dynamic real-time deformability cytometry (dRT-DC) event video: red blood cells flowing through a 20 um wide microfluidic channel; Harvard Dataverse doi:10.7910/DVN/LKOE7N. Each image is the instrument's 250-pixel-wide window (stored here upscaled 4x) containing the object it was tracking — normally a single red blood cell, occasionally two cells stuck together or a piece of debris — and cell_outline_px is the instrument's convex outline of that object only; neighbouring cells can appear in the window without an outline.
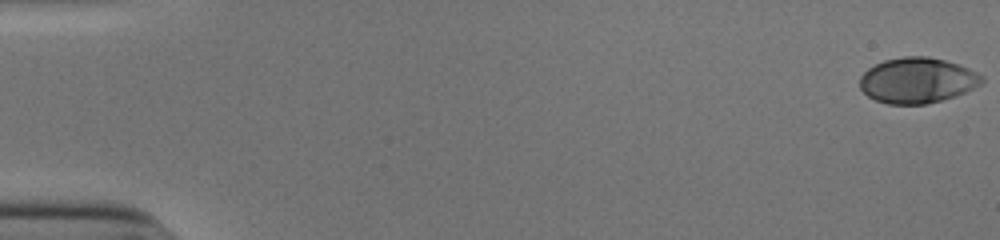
{"species": "human", "species_latin": "Homo sapiens", "temperature_condition": "cold", "stored_images_in_passage": 53, "camera_frame_rate_fps": 3000, "um_per_image_px": 0.085, "donor": {"sex": "male"}, "frame": {"image": 1, "passage_image": 1, "time_ms": 0.0, "image_size_px": [1000, 240], "cell_outline_px": [[984, 80], [980, 84], [956, 96], [924, 104], [888, 104], [876, 100], [868, 96], [860, 88], [860, 76], [868, 68], [884, 60], [904, 56], [928, 56], [960, 64], [984, 76]], "centroid_in_image_um": [77.96, 6.82], "position_along_channel_um": 7.0, "area_um2": 32.31}}
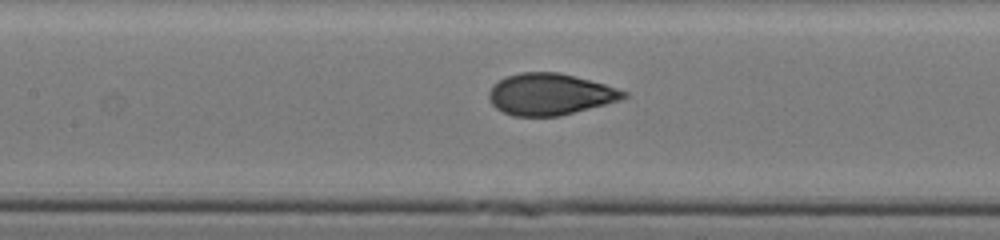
{"frame": {"image": 2, "passage_image": 26, "time_ms": 8.333, "image_size_px": [1000, 240], "cell_outline_px": [[628, 96], [620, 100], [560, 116], [512, 116], [496, 108], [492, 104], [488, 96], [488, 92], [492, 84], [504, 76], [520, 72], [560, 72], [604, 84], [628, 92]], "centroid_in_image_um": [46.71, 8.0], "position_along_channel_um": 160.7, "area_um2": 32.71}}
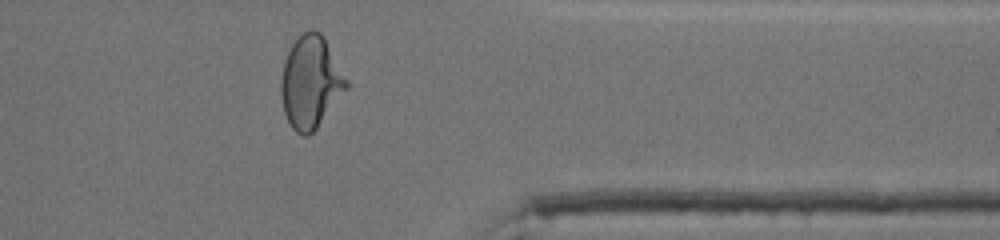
{"frame": {"image": 3, "passage_image": 44, "time_ms": 14.333, "image_size_px": [1000, 240], "cell_outline_px": [[348, 88], [316, 128], [308, 136], [304, 136], [296, 132], [292, 128], [284, 112], [280, 92], [280, 80], [284, 60], [292, 44], [304, 32], [312, 28], [320, 32], [324, 36], [348, 80]], "centroid_in_image_um": [26.4, 6.97], "position_along_channel_um": 385.0, "area_um2": 35.08}, "authors_computed_cell_mechanics": {"area_um2": 32.7148, "velocity_mm_per_s": 3.9161, "shape_relaxation_time_tau1_ms": 4.4802, "shape_relaxation_time_tau2_ms": null, "deformation_change_tau1": 0.1781, "deformation_change_tau2": null}}